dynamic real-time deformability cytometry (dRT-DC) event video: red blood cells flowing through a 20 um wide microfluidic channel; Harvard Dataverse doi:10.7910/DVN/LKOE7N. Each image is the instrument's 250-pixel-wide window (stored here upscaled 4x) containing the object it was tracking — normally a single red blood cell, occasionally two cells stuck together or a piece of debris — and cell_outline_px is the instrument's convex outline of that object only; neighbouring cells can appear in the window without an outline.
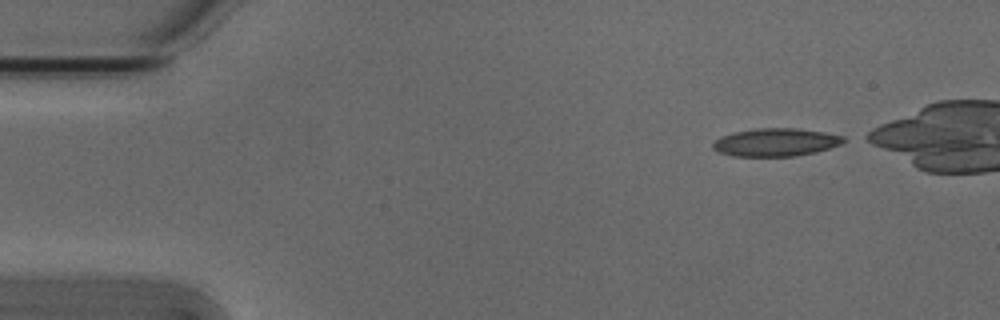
{"species": "Egyptian fruit bat (a non-hibernating species)", "species_latin": "Rousettus aegyptiacus", "temperature_condition": "cold", "stored_images_in_passage": 6, "camera_frame_rate_fps": 3000, "um_per_image_px": 0.085, "animal": {"sex": "male"}, "frame": {"image": 1, "passage_image": 1, "time_ms": 0.0, "image_size_px": [1000, 320], "cell_outline_px": [[844, 140], [840, 144], [816, 152], [792, 156], [732, 156], [720, 152], [712, 148], [712, 144], [720, 136], [732, 132], [756, 128], [800, 128], [824, 132], [844, 136]], "centroid_in_image_um": [65.91, 12.08], "position_along_channel_um": 19.1, "area_um2": 21.27}}